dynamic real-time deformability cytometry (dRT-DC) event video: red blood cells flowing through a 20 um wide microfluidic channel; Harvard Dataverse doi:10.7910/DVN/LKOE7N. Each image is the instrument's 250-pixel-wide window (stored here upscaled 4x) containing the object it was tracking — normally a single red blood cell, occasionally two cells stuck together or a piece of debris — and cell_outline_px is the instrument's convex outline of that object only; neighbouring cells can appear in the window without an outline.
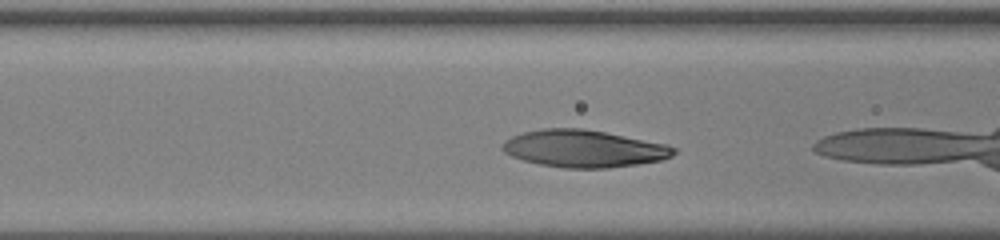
{"species": "human", "species_latin": "Homo sapiens", "temperature_condition": "warm", "stored_images_in_passage": 23, "camera_frame_rate_fps": 3000, "um_per_image_px": 0.085, "donor": {"sex": "male"}, "frame": {"image": 1, "passage_image": 3, "time_ms": 0.667, "image_size_px": [1000, 240], "cell_outline_px": [[676, 152], [672, 156], [660, 160], [636, 164], [608, 168], [564, 168], [540, 164], [524, 160], [512, 156], [504, 152], [500, 148], [504, 140], [512, 136], [524, 132], [540, 128], [584, 128], [668, 144], [676, 148]], "centroid_in_image_um": [49.61, 12.62], "position_along_channel_um": 117.0, "area_um2": 37.22}}
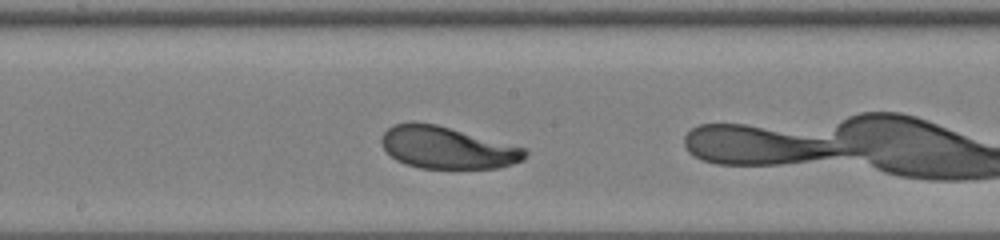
{"frame": {"image": 2, "passage_image": 10, "time_ms": 3.0, "image_size_px": [1000, 240], "cell_outline_px": [[528, 152], [524, 160], [512, 164], [496, 168], [420, 168], [396, 160], [380, 144], [380, 140], [384, 132], [392, 124], [412, 120], [436, 124], [524, 148]], "centroid_in_image_um": [37.96, 12.53], "position_along_channel_um": 210.2, "area_um2": 35.08}}
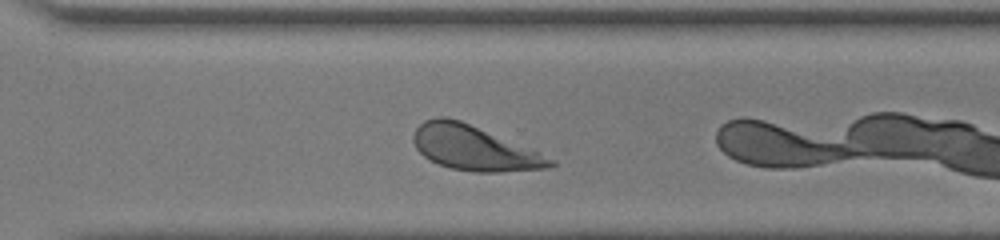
{"frame": {"image": 3, "passage_image": 19, "time_ms": 6.0, "image_size_px": [1000, 240], "cell_outline_px": [[556, 164], [548, 168], [500, 172], [476, 172], [452, 168], [440, 164], [424, 156], [416, 148], [412, 140], [412, 136], [416, 128], [424, 120], [436, 116], [444, 116], [460, 120], [556, 160]], "centroid_in_image_um": [40.25, 12.58], "position_along_channel_um": 330.4, "area_um2": 35.03}}